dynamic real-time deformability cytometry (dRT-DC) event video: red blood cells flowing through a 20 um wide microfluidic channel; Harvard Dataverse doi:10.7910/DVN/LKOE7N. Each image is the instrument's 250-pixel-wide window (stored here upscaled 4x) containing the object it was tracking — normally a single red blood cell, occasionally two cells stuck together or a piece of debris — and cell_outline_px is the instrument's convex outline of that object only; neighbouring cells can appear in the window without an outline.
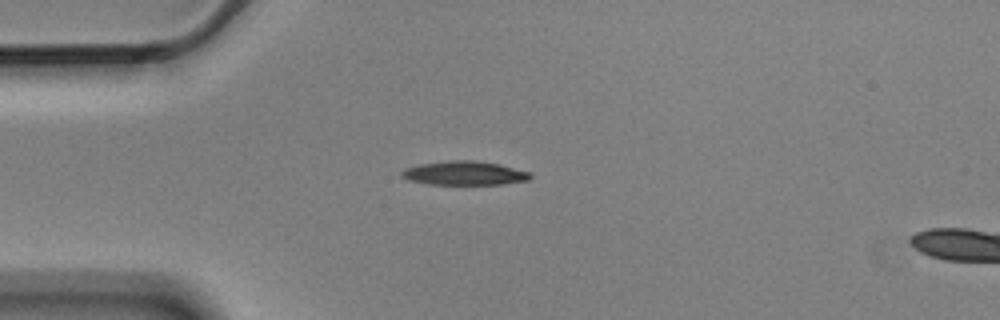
{"species": "Egyptian fruit bat (a non-hibernating species)", "species_latin": "Rousettus aegyptiacus", "temperature_condition": "cold", "stored_images_in_passage": 6, "camera_frame_rate_fps": 3000, "um_per_image_px": 0.085, "animal": {"sex": "male"}, "frame": {"image": 1, "passage_image": 1, "time_ms": 0.0, "image_size_px": [1000, 320], "cell_outline_px": [[532, 176], [528, 180], [504, 184], [428, 184], [408, 180], [400, 176], [400, 172], [404, 168], [416, 164], [448, 160], [476, 160], [500, 164], [532, 172]], "centroid_in_image_um": [39.45, 14.7], "position_along_channel_um": 45.5, "area_um2": 18.26}}
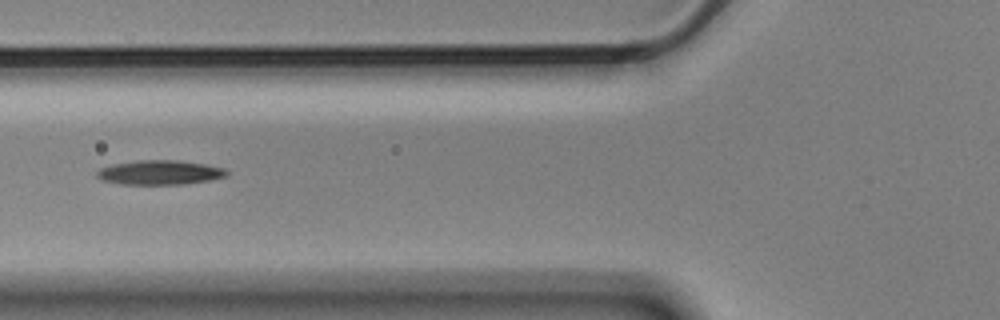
{"frame": {"image": 2, "passage_image": 3, "time_ms": 0.667, "image_size_px": [1000, 320], "cell_outline_px": [[228, 176], [212, 180], [184, 184], [120, 184], [100, 180], [96, 176], [96, 172], [100, 168], [112, 164], [136, 160], [180, 160], [204, 164], [224, 168], [228, 172]], "centroid_in_image_um": [13.57, 14.66], "position_along_channel_um": 112.2, "area_um2": 18.67}}
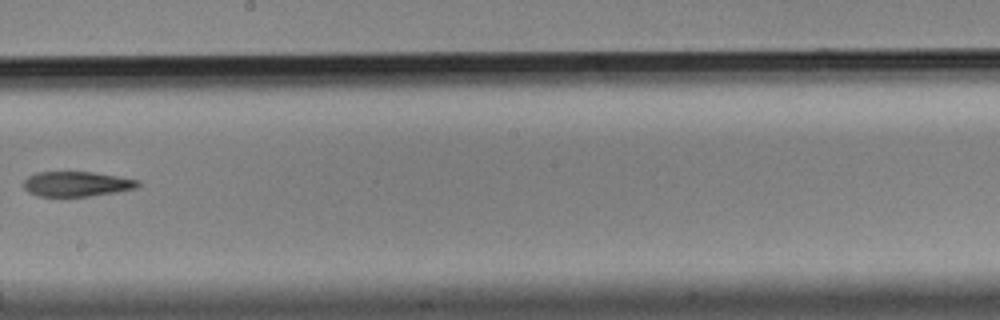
{"frame": {"image": 3, "passage_image": 6, "time_ms": 1.667, "image_size_px": [1000, 320], "cell_outline_px": [[140, 184], [136, 188], [116, 192], [88, 196], [36, 196], [28, 192], [24, 188], [24, 180], [28, 176], [36, 172], [92, 172], [140, 180]], "centroid_in_image_um": [6.5, 15.63], "position_along_channel_um": 241.7, "area_um2": 16.59}}